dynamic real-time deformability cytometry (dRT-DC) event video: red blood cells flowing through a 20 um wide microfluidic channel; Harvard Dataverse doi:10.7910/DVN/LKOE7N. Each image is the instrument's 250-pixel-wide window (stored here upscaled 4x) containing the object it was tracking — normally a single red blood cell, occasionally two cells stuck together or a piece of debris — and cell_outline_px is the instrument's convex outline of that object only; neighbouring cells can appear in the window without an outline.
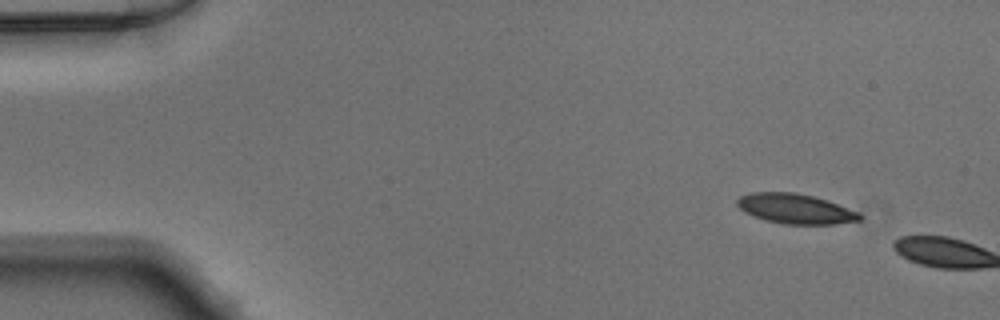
{"species": "Egyptian fruit bat (a non-hibernating species)", "species_latin": "Rousettus aegyptiacus", "temperature_condition": "warm", "stored_images_in_passage": 2, "camera_frame_rate_fps": 3000, "um_per_image_px": 0.085, "animal": {"sex": "male"}, "frame": {"image": 1, "passage_image": 1, "time_ms": 0.0, "image_size_px": [1000, 320], "cell_outline_px": [[864, 216], [860, 220], [836, 224], [784, 224], [764, 220], [752, 216], [744, 212], [736, 204], [736, 200], [740, 196], [752, 192], [796, 192], [812, 196], [860, 212]], "centroid_in_image_um": [67.58, 17.75], "position_along_channel_um": 17.4, "area_um2": 21.39}}